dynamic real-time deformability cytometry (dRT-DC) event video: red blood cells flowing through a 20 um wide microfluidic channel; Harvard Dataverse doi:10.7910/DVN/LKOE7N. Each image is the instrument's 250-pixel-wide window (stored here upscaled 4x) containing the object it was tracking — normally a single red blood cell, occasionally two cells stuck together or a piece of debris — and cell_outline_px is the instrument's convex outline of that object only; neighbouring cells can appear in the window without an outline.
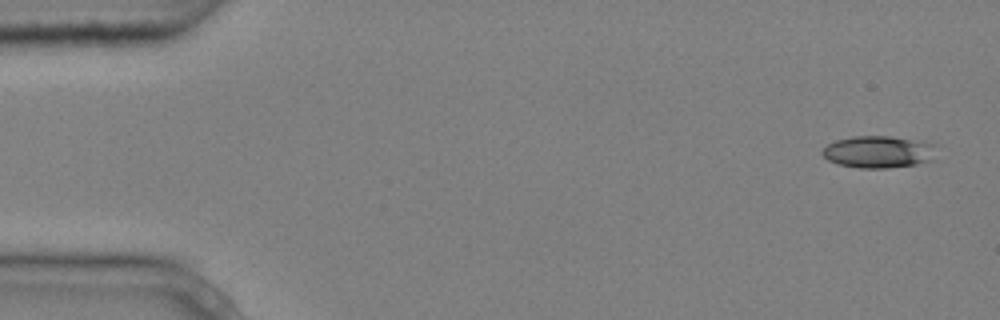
{"species": "common noctule bat (a hibernating species)", "species_latin": "Nyctalus noctula", "temperature_condition": "cold", "stored_images_in_passage": 5, "camera_frame_rate_fps": 3000, "um_per_image_px": 0.085, "animal": {"sex": "male", "body_mass_g": 20.4}, "frame": {"image": 1, "passage_image": 1, "time_ms": 0.0, "image_size_px": [1000, 320], "cell_outline_px": [[932, 160], [916, 164], [888, 168], [860, 168], [836, 164], [828, 160], [820, 152], [828, 144], [836, 140], [852, 136], [892, 136], [924, 140], [932, 144]], "centroid_in_image_um": [74.62, 12.9], "position_along_channel_um": 10.4, "area_um2": 21.33}}
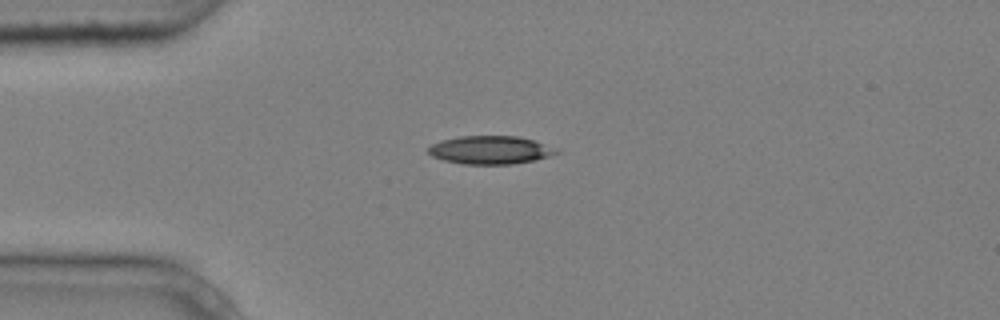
{"frame": {"image": 2, "passage_image": 4, "time_ms": 1.0, "image_size_px": [1000, 320], "cell_outline_px": [[560, 152], [536, 160], [512, 164], [464, 164], [444, 160], [432, 156], [428, 152], [428, 148], [432, 144], [440, 140], [460, 136], [516, 136], [532, 140], [556, 148]], "centroid_in_image_um": [41.66, 12.75], "position_along_channel_um": 43.3, "area_um2": 20.92}}